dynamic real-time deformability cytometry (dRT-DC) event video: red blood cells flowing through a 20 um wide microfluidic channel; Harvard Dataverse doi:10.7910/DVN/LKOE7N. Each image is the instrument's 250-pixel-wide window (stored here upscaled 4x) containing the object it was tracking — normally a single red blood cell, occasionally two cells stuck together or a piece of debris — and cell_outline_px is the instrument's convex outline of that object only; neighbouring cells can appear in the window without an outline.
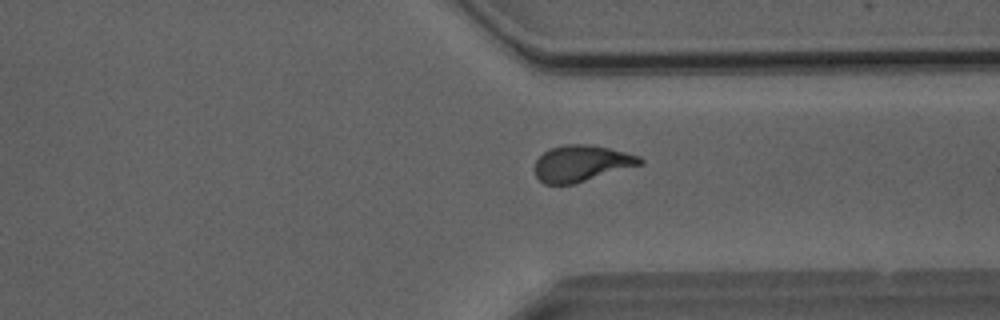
{"species": "Egyptian fruit bat (a non-hibernating species)", "species_latin": "Rousettus aegyptiacus", "temperature_condition": "room temperature", "stored_images_in_passage": 51, "camera_frame_rate_fps": 3000, "um_per_image_px": 0.085, "animal": {"sex": "male"}, "frame": {"image": 1, "passage_image": 39, "time_ms": 12.667, "image_size_px": [1000, 320], "cell_outline_px": [[644, 164], [572, 184], [544, 184], [536, 176], [536, 160], [544, 152], [552, 148], [564, 144], [588, 144], [608, 148], [640, 156], [644, 160]], "centroid_in_image_um": [49.45, 13.88], "position_along_channel_um": 361.9, "area_um2": 22.02}}
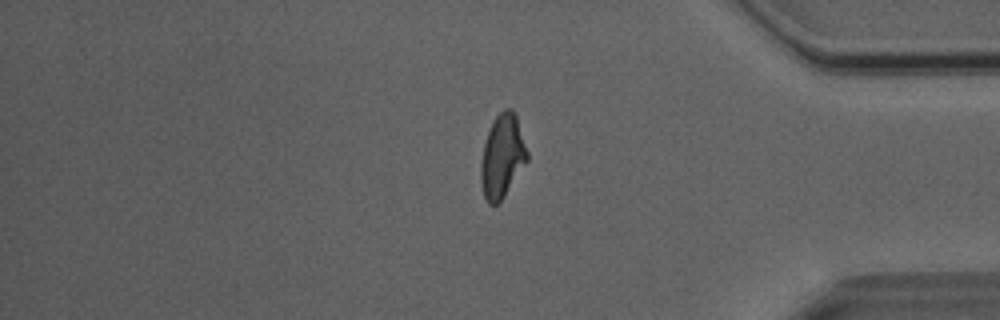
{"frame": {"image": 2, "passage_image": 43, "time_ms": 14.0, "image_size_px": [1000, 320], "cell_outline_px": [[528, 160], [504, 196], [496, 204], [488, 204], [484, 196], [480, 180], [480, 164], [484, 144], [492, 120], [504, 108], [512, 108], [516, 112], [528, 152]], "centroid_in_image_um": [42.7, 13.24], "position_along_channel_um": 392.5, "area_um2": 22.6}}
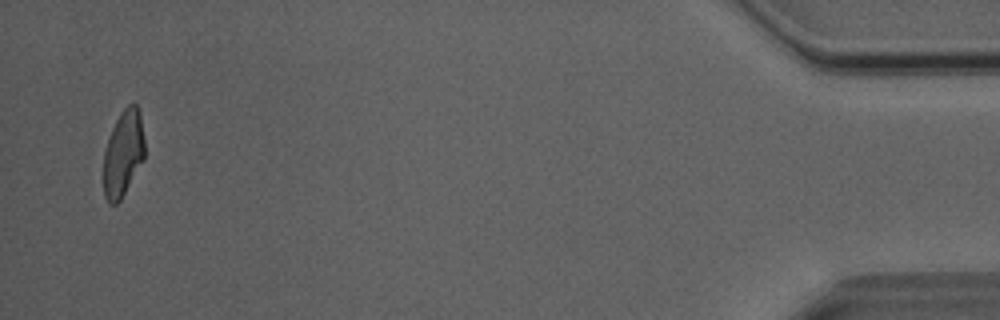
{"frame": {"image": 3, "passage_image": 50, "time_ms": 16.333, "image_size_px": [1000, 320], "cell_outline_px": [[144, 160], [120, 200], [116, 204], [108, 204], [104, 196], [104, 152], [112, 128], [120, 112], [128, 104], [136, 104], [140, 108], [144, 140]], "centroid_in_image_um": [10.48, 13.03], "position_along_channel_um": 424.7, "area_um2": 20.69}, "authors_computed_cell_mechanics": {"area_um2": 22.1952, "velocity_mm_per_s": 4.0552, "shape_relaxation_time_tau1_ms": 6.1066, "shape_relaxation_time_tau2_ms": 1.3558, "deformation_change_tau1": 0.2162, "deformation_change_tau2": 0.0905}}